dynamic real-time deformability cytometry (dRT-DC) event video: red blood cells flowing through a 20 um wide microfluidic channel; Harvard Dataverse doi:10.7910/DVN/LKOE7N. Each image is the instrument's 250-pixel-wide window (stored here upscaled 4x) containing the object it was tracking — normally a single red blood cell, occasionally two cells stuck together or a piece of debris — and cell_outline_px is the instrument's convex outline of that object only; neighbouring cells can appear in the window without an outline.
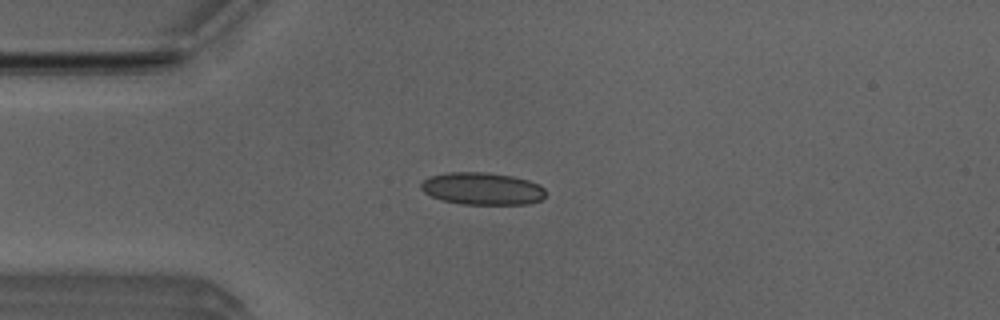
{"species": "Egyptian fruit bat (a non-hibernating species)", "species_latin": "Rousettus aegyptiacus", "temperature_condition": "room temperature", "stored_images_in_passage": 4, "camera_frame_rate_fps": 3000, "um_per_image_px": 0.085, "animal": {"sex": "male"}, "frame": {"image": 1, "passage_image": 3, "time_ms": 0.667, "image_size_px": [1000, 320], "cell_outline_px": [[544, 196], [540, 200], [528, 204], [460, 204], [440, 200], [424, 192], [420, 188], [420, 184], [428, 176], [448, 172], [488, 172], [512, 176], [528, 180], [540, 184], [544, 188]], "centroid_in_image_um": [40.97, 16.03], "position_along_channel_um": 44.0, "area_um2": 23.64}}